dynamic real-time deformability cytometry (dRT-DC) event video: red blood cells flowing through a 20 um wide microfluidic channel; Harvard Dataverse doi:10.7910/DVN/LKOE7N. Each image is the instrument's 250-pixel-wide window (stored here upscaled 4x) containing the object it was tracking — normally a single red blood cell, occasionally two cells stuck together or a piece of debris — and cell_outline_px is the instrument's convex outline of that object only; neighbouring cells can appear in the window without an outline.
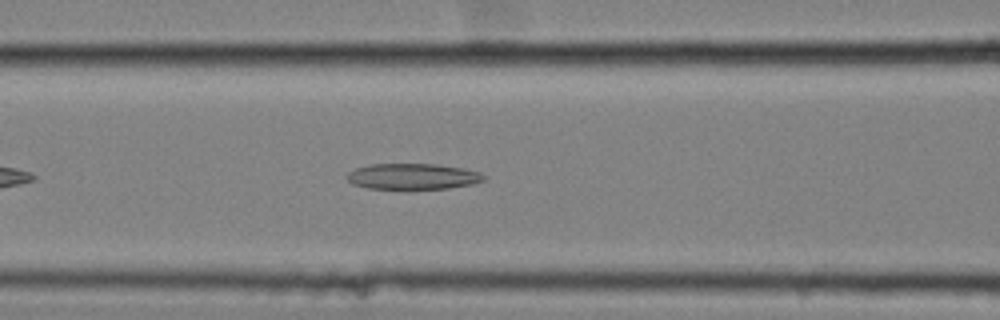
{"species": "common noctule bat (a hibernating species)", "species_latin": "Nyctalus noctula", "temperature_condition": "cold", "stored_images_in_passage": 44, "camera_frame_rate_fps": 3000, "um_per_image_px": 0.085, "animal": {"sex": "female", "body_mass_g": 25.1}, "frame": {"image": 1, "passage_image": 11, "time_ms": 3.333, "image_size_px": [1000, 320], "cell_outline_px": [[488, 176], [484, 180], [472, 184], [448, 188], [368, 188], [352, 184], [344, 176], [348, 172], [356, 168], [372, 164], [436, 164], [464, 168], [480, 172]], "centroid_in_image_um": [35.1, 14.98], "position_along_channel_um": 131.5, "area_um2": 20.58}}
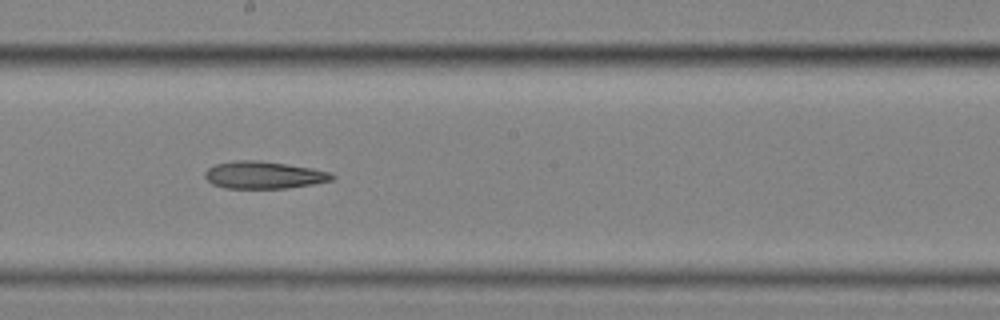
{"frame": {"image": 2, "passage_image": 19, "time_ms": 6.0, "image_size_px": [1000, 320], "cell_outline_px": [[336, 176], [332, 180], [312, 184], [288, 188], [224, 188], [212, 184], [204, 176], [204, 172], [208, 168], [216, 164], [236, 160], [260, 160], [288, 164], [312, 168], [332, 172]], "centroid_in_image_um": [22.43, 14.87], "position_along_channel_um": 225.8, "area_um2": 20.35}}
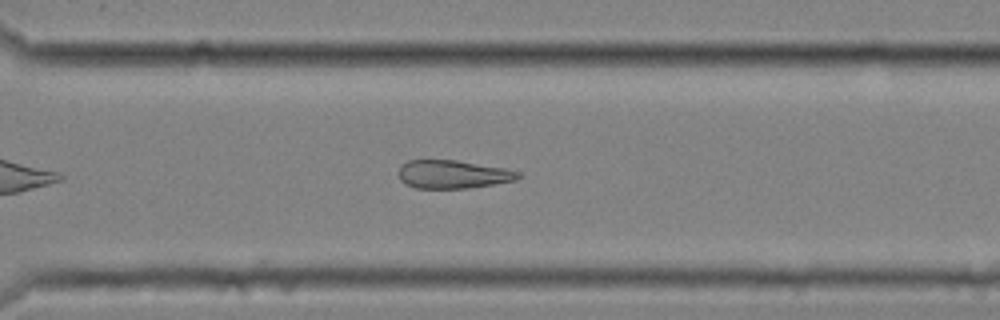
{"frame": {"image": 3, "passage_image": 28, "time_ms": 9.0, "image_size_px": [1000, 320], "cell_outline_px": [[520, 176], [516, 180], [496, 184], [468, 188], [416, 188], [404, 184], [400, 180], [400, 168], [408, 160], [456, 160], [508, 168], [520, 172]], "centroid_in_image_um": [38.54, 14.82], "position_along_channel_um": 332.1, "area_um2": 19.77}}